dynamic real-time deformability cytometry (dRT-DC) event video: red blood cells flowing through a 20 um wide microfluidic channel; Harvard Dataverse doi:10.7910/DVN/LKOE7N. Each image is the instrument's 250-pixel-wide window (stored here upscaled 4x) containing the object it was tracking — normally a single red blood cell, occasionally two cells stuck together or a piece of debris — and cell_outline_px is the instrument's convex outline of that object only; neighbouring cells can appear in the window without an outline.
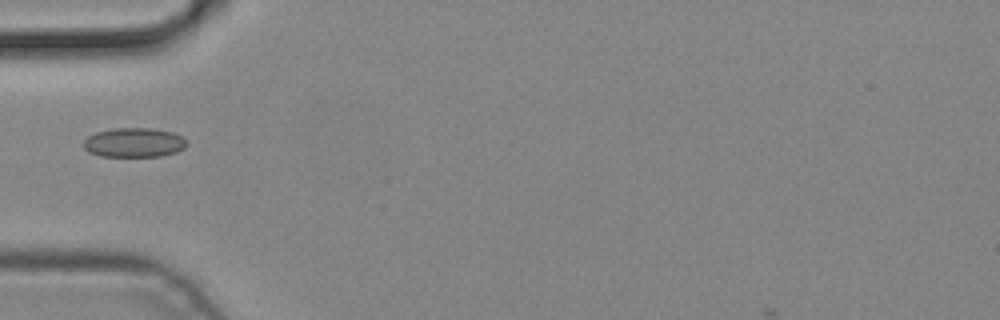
{"species": "common noctule bat (a hibernating species)", "species_latin": "Nyctalus noctula", "temperature_condition": "cold", "stored_images_in_passage": 4, "camera_frame_rate_fps": 3000, "um_per_image_px": 0.085, "animal": {"sex": "male", "body_mass_g": 19.2, "forearm_length_mm": 51.8}, "frame": {"image": 1, "passage_image": 3, "time_ms": 0.667, "image_size_px": [1000, 320], "cell_outline_px": [[188, 144], [184, 148], [176, 152], [160, 156], [100, 156], [88, 152], [84, 148], [84, 140], [88, 136], [96, 132], [112, 128], [152, 128], [172, 132], [180, 136]], "centroid_in_image_um": [11.37, 12.11], "position_along_channel_um": 73.6, "area_um2": 17.63}}
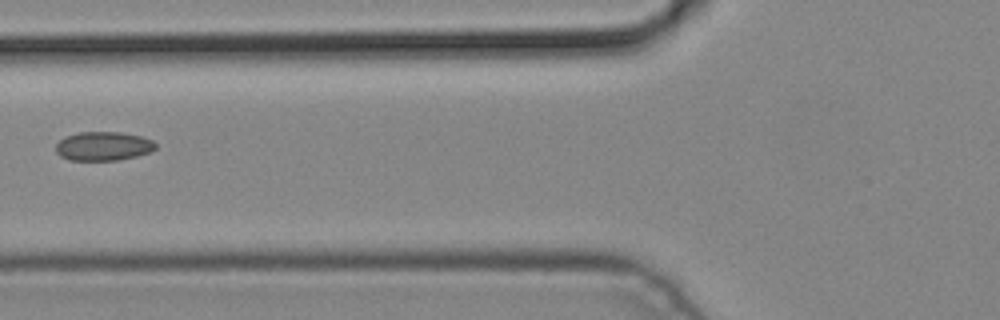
{"frame": {"image": 2, "passage_image": 4, "time_ms": 1.0, "image_size_px": [1000, 320], "cell_outline_px": [[156, 148], [152, 152], [136, 156], [116, 160], [68, 160], [60, 156], [56, 152], [56, 144], [64, 136], [80, 132], [120, 132], [140, 136], [152, 140], [156, 144]], "centroid_in_image_um": [8.77, 12.42], "position_along_channel_um": 117.0, "area_um2": 16.88}}